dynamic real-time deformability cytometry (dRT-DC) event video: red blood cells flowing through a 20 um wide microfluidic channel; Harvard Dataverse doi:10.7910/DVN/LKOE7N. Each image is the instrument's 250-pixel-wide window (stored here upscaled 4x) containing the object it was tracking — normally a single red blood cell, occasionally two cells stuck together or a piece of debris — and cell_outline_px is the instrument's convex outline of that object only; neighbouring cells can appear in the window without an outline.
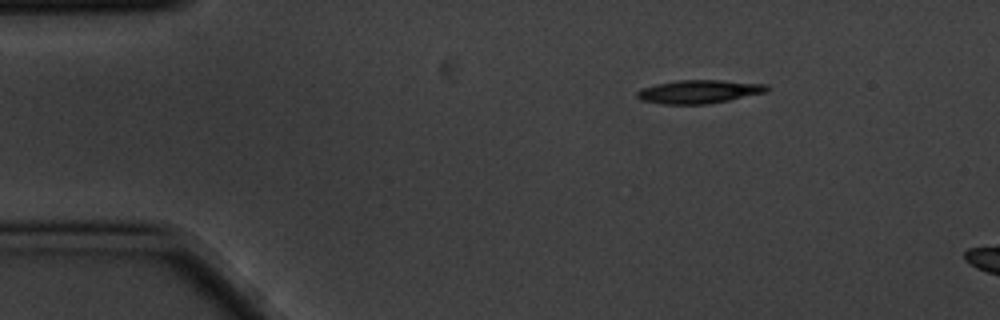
{"species": "common noctule bat (a hibernating species)", "species_latin": "Nyctalus noctula", "temperature_condition": "cold", "stored_images_in_passage": 3, "camera_frame_rate_fps": 3000, "um_per_image_px": 0.085, "animal": {"sex": "male", "body_mass_g": 20.1, "forearm_length_mm": 53.5}, "frame": {"image": 1, "passage_image": 1, "time_ms": 0.0, "image_size_px": [1000, 320], "cell_outline_px": [[772, 88], [768, 92], [708, 104], [664, 104], [640, 100], [636, 96], [636, 92], [644, 88], [656, 84], [676, 80], [720, 80], [768, 84]], "centroid_in_image_um": [59.47, 7.78], "position_along_channel_um": 25.5, "area_um2": 17.8}}